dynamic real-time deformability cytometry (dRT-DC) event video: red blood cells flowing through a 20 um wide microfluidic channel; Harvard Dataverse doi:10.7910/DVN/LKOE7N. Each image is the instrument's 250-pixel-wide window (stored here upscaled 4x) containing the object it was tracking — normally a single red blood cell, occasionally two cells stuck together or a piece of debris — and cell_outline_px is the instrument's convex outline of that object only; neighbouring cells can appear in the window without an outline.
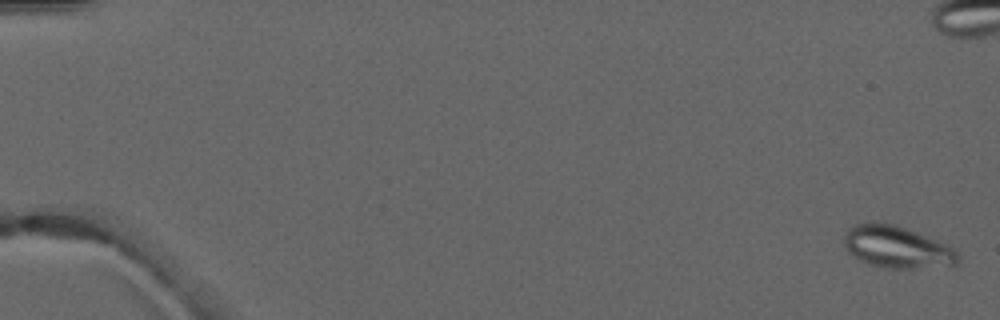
{"species": "common noctule bat (a hibernating species)", "species_latin": "Nyctalus noctula", "temperature_condition": "warm", "stored_images_in_passage": 6, "camera_frame_rate_fps": 3000, "um_per_image_px": 0.085, "animal": {"sex": "male", "forearm_length_mm": 52.5}, "frame": {"image": 1, "passage_image": 1, "time_ms": 0.0, "image_size_px": [1000, 320], "cell_outline_px": [[960, 260], [956, 264], [912, 268], [888, 268], [872, 264], [860, 260], [848, 252], [844, 244], [844, 236], [848, 228], [852, 224], [872, 220], [896, 224], [916, 232], [944, 244], [952, 248], [960, 256]], "centroid_in_image_um": [76.17, 20.96], "position_along_channel_um": 8.8, "area_um2": 27.74}}